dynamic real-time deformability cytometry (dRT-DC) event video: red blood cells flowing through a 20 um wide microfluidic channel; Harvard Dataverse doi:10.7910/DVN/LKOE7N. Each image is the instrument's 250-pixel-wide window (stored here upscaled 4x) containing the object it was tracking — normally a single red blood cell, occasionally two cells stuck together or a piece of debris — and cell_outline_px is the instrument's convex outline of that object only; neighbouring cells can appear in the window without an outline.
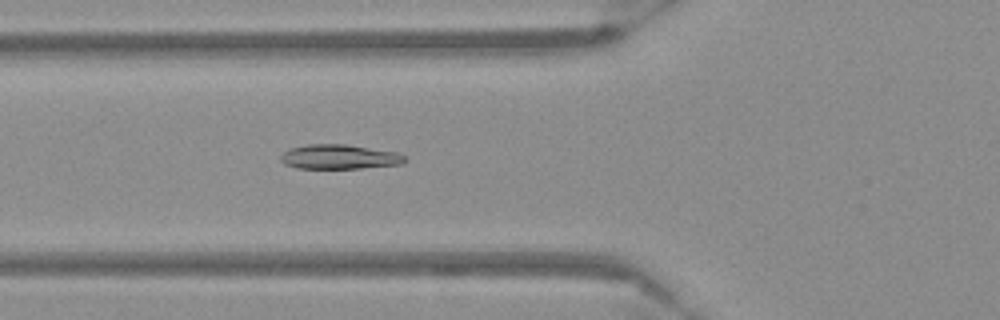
{"species": "Egyptian fruit bat (a non-hibernating species)", "species_latin": "Rousettus aegyptiacus", "temperature_condition": "warm", "stored_images_in_passage": 52, "segment_of_instrument_passage": [1, 2], "camera_frame_rate_fps": 3000, "um_per_image_px": 0.085, "frame": {"image": 1, "passage_image": 21, "time_ms": 6.667, "image_size_px": [1000, 320], "cell_outline_px": [[408, 160], [404, 164], [360, 168], [296, 168], [284, 164], [280, 160], [280, 156], [288, 148], [308, 144], [348, 144], [400, 152]], "centroid_in_image_um": [28.88, 13.32], "position_along_channel_um": 96.9, "area_um2": 18.09}}
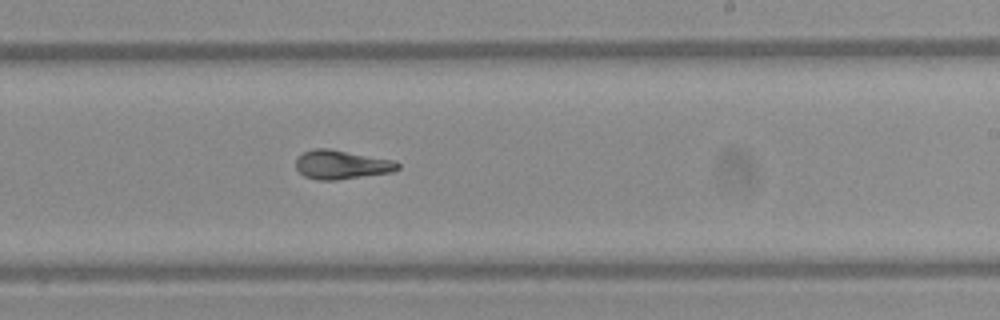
{"frame": {"image": 2, "passage_image": 34, "time_ms": 11.0, "image_size_px": [1000, 320], "cell_outline_px": [[400, 168], [392, 172], [336, 180], [316, 180], [304, 176], [296, 168], [296, 156], [312, 148], [328, 148], [396, 160], [400, 164]], "centroid_in_image_um": [29.03, 13.99], "position_along_channel_um": 260.0, "area_um2": 17.4}}
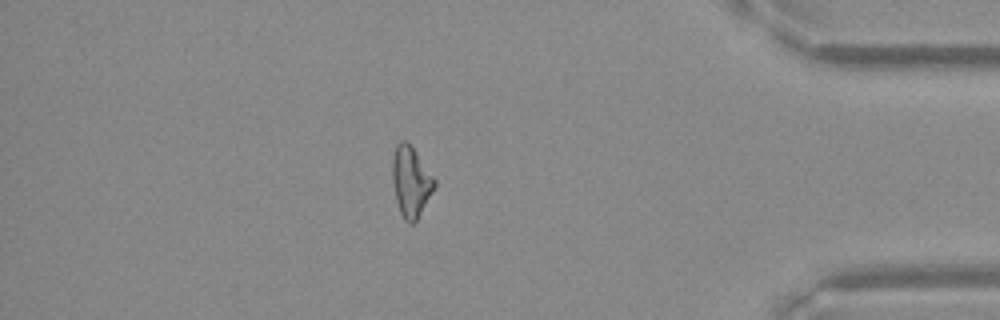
{"frame": {"image": 3, "passage_image": 48, "time_ms": 15.667, "image_size_px": [1000, 320], "cell_outline_px": [[436, 184], [432, 192], [416, 220], [412, 224], [408, 224], [404, 220], [400, 212], [396, 200], [392, 180], [392, 160], [396, 144], [400, 140], [404, 140], [416, 152], [436, 180]], "centroid_in_image_um": [34.91, 15.44], "position_along_channel_um": 400.3, "area_um2": 17.05}}